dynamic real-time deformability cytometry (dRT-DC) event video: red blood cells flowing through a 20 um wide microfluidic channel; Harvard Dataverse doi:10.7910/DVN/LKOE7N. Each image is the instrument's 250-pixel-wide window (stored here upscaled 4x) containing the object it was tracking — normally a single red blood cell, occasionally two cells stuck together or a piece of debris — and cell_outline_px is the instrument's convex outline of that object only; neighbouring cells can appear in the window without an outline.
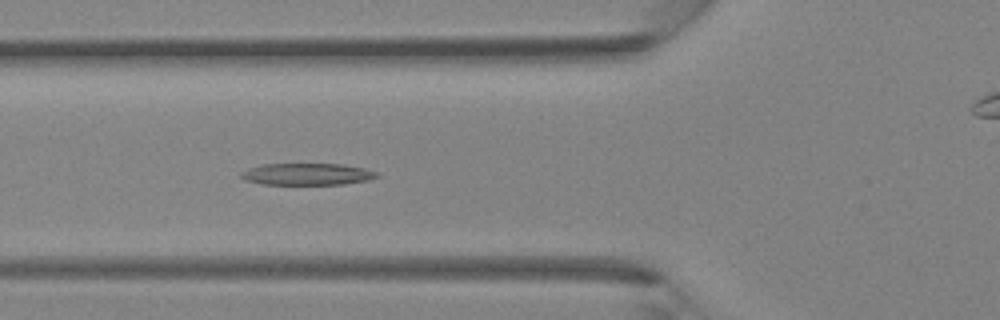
{"species": "Egyptian fruit bat (a non-hibernating species)", "species_latin": "Rousettus aegyptiacus", "temperature_condition": "room temperature", "stored_images_in_passage": 37, "camera_frame_rate_fps": 3000, "um_per_image_px": 0.085, "animal": {"sex": "female"}, "frame": {"image": 1, "passage_image": 10, "time_ms": 3.0, "image_size_px": [1000, 320], "cell_outline_px": [[380, 176], [368, 180], [344, 184], [260, 184], [244, 180], [240, 176], [240, 172], [248, 168], [264, 164], [340, 164], [364, 168], [376, 172]], "centroid_in_image_um": [26.07, 14.8], "position_along_channel_um": 99.7, "area_um2": 17.22}}
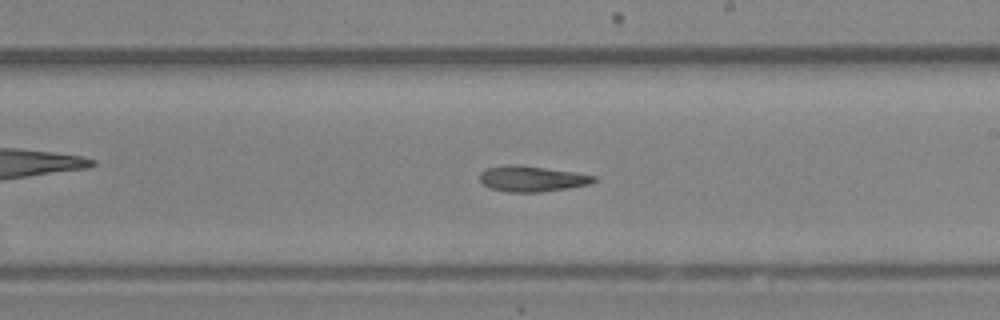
{"frame": {"image": 2, "passage_image": 19, "time_ms": 6.0, "image_size_px": [1000, 320], "cell_outline_px": [[596, 180], [592, 184], [544, 192], [508, 192], [488, 188], [480, 180], [480, 172], [488, 168], [508, 164], [516, 164], [576, 172], [596, 176]], "centroid_in_image_um": [45.23, 15.2], "position_along_channel_um": 243.8, "area_um2": 17.22}}
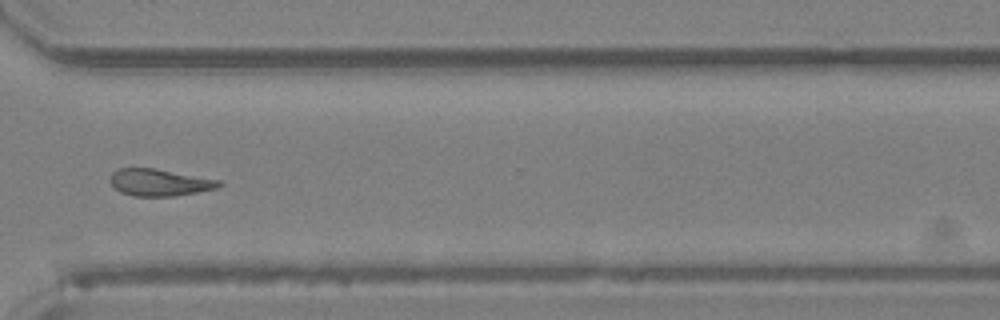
{"frame": {"image": 3, "passage_image": 26, "time_ms": 8.333, "image_size_px": [1000, 320], "cell_outline_px": [[224, 184], [216, 188], [176, 196], [132, 196], [120, 192], [108, 180], [108, 176], [116, 168], [156, 168], [220, 180]], "centroid_in_image_um": [13.52, 15.5], "position_along_channel_um": 357.1, "area_um2": 17.28}}